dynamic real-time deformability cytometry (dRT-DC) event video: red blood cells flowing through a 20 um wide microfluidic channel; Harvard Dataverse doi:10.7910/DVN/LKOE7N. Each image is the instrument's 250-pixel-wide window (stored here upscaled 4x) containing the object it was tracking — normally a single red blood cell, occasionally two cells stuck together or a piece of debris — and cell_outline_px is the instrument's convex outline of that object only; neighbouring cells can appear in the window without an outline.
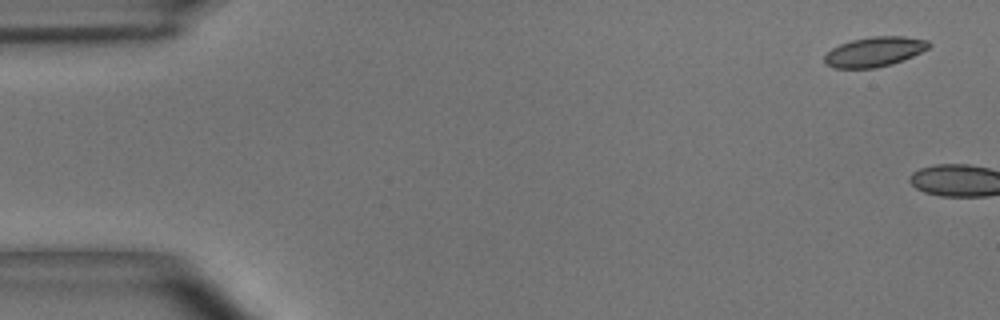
{"species": "common noctule bat (a hibernating species)", "species_latin": "Nyctalus noctula", "temperature_condition": "room temperature", "stored_images_in_passage": 4, "camera_frame_rate_fps": 3000, "um_per_image_px": 0.085, "animal": {"sex": "male", "body_mass_g": 15.6}, "frame": {"image": 1, "passage_image": 1, "time_ms": 0.0, "image_size_px": [1000, 320], "cell_outline_px": [[932, 44], [928, 48], [912, 56], [892, 64], [876, 68], [832, 68], [824, 64], [824, 56], [832, 48], [840, 44], [852, 40], [872, 36], [904, 36], [928, 40]], "centroid_in_image_um": [74.31, 4.4], "position_along_channel_um": 10.7, "area_um2": 18.15}}